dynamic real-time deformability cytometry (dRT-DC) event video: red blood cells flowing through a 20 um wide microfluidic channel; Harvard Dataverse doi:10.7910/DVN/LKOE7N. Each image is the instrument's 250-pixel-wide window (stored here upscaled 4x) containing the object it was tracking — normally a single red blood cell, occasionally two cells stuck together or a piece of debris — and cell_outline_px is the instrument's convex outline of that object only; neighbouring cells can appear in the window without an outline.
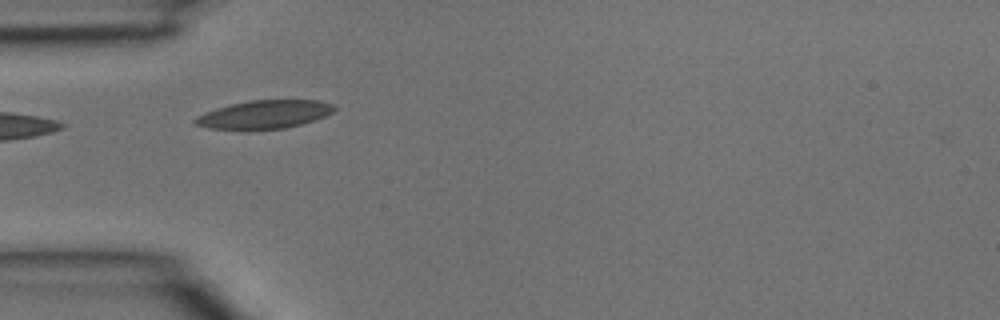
{"species": "common noctule bat (a hibernating species)", "species_latin": "Nyctalus noctula", "temperature_condition": "room temperature", "stored_images_in_passage": 3, "camera_frame_rate_fps": 3000, "um_per_image_px": 0.085, "animal": {"sex": "male", "body_mass_g": 15.6}, "frame": {"image": 1, "passage_image": 3, "time_ms": 0.667, "image_size_px": [1000, 320], "cell_outline_px": [[336, 108], [332, 112], [324, 116], [300, 124], [284, 128], [248, 132], [208, 128], [192, 124], [192, 120], [196, 116], [204, 112], [216, 108], [232, 104], [252, 100], [316, 100], [332, 104]], "centroid_in_image_um": [22.35, 9.77], "position_along_channel_um": 62.6, "area_um2": 23.47}}